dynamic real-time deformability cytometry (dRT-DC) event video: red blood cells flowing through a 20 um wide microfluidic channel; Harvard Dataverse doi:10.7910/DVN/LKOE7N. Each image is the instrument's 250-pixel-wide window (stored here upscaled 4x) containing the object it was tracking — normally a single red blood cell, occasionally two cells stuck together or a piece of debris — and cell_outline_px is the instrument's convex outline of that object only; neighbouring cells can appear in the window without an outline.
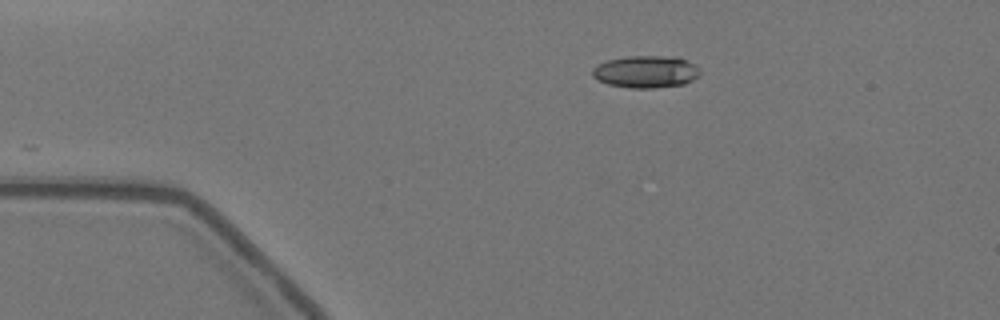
{"species": "Egyptian fruit bat (a non-hibernating species)", "species_latin": "Rousettus aegyptiacus", "temperature_condition": "warm", "stored_images_in_passage": 31, "camera_frame_rate_fps": 3000, "um_per_image_px": 0.085, "animal": {"sex": "female"}, "frame": {"image": 1, "passage_image": 1, "time_ms": 0.0, "image_size_px": [1000, 320], "cell_outline_px": [[700, 76], [684, 84], [652, 88], [632, 88], [608, 84], [592, 76], [592, 68], [608, 60], [628, 56], [676, 56], [700, 68]], "centroid_in_image_um": [54.92, 6.09], "position_along_channel_um": 30.1, "area_um2": 20.06}}
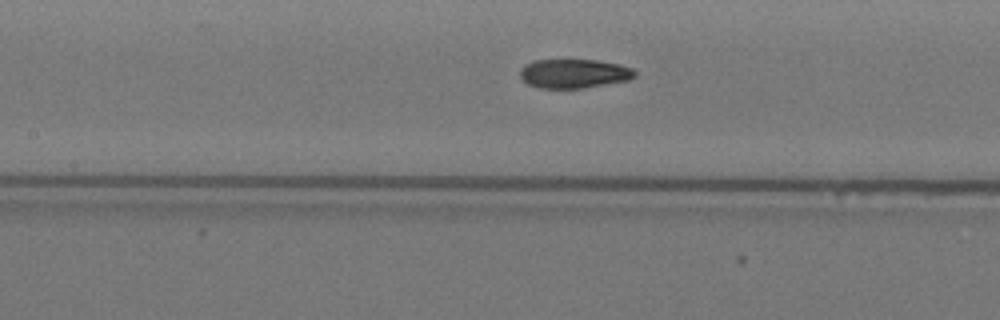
{"frame": {"image": 2, "passage_image": 16, "time_ms": 5.0, "image_size_px": [1000, 320], "cell_outline_px": [[636, 76], [628, 80], [584, 88], [540, 88], [528, 84], [520, 76], [520, 68], [524, 64], [536, 60], [596, 60], [620, 64], [632, 68], [636, 72]], "centroid_in_image_um": [48.79, 6.25], "position_along_channel_um": 158.6, "area_um2": 19.48}}
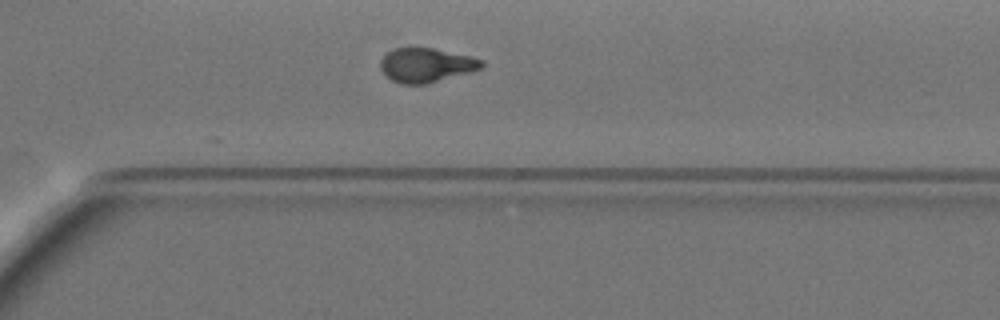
{"frame": {"image": 3, "passage_image": 31, "time_ms": 10.0, "image_size_px": [1000, 320], "cell_outline_px": [[484, 64], [480, 68], [472, 72], [428, 84], [400, 84], [392, 80], [380, 68], [380, 60], [388, 52], [396, 48], [432, 48], [468, 56], [484, 60]], "centroid_in_image_um": [36.24, 5.55], "position_along_channel_um": 334.4, "area_um2": 20.06}}